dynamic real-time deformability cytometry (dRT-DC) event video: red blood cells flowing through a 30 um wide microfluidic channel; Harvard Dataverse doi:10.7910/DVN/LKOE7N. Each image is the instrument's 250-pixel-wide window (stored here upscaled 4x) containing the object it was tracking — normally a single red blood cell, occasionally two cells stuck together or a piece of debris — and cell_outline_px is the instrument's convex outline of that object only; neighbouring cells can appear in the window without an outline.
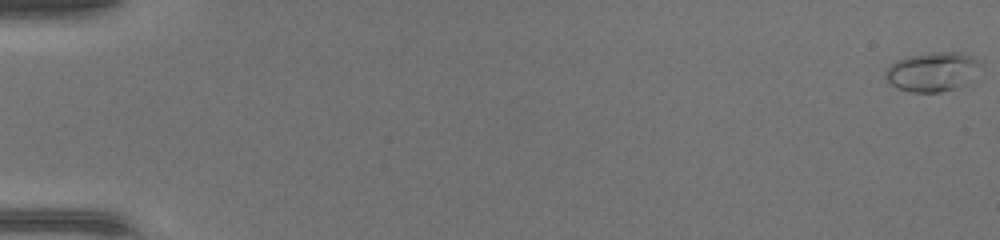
{"species": "common noctule bat (a hibernating species)", "species_latin": "Nyctalus noctula", "temperature_condition": "warm", "stored_images_in_passage": 48, "camera_frame_rate_fps": 3000, "um_per_image_px": 0.085, "animal": {"sex": "female", "body_mass_g": 17.0, "forearm_length_mm": 48.0}, "frame": {"image": 1, "passage_image": 1, "time_ms": 0.0, "image_size_px": [1000, 240], "cell_outline_px": [[980, 64], [972, 80], [968, 84], [956, 88], [940, 92], [912, 92], [896, 88], [888, 84], [884, 76], [884, 72], [896, 60], [908, 56], [932, 52], [960, 52], [972, 56]], "centroid_in_image_um": [79.22, 6.11], "position_along_channel_um": 5.8, "area_um2": 21.91}}
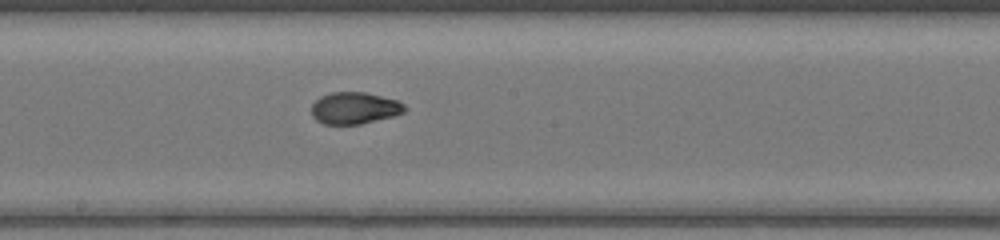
{"frame": {"image": 2, "passage_image": 28, "time_ms": 9.0, "image_size_px": [1000, 240], "cell_outline_px": [[408, 108], [404, 112], [392, 116], [360, 124], [324, 124], [316, 120], [312, 116], [312, 104], [320, 96], [332, 92], [364, 92], [396, 100], [404, 104]], "centroid_in_image_um": [30.12, 9.18], "position_along_channel_um": 218.1, "area_um2": 17.17}}
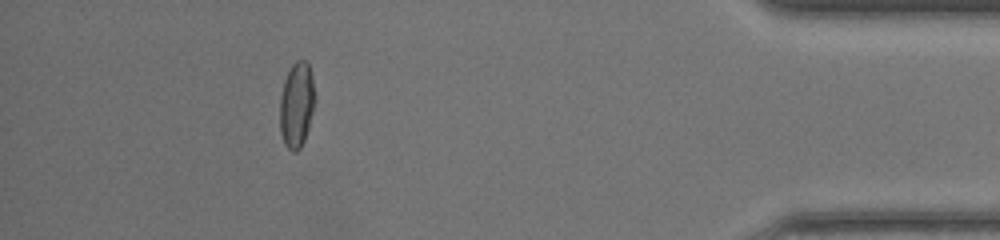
{"frame": {"image": 3, "passage_image": 44, "time_ms": 14.333, "image_size_px": [1000, 240], "cell_outline_px": [[316, 100], [308, 128], [304, 140], [300, 148], [296, 152], [292, 152], [284, 144], [280, 132], [280, 96], [284, 80], [292, 64], [296, 60], [304, 60], [308, 64], [312, 76], [316, 96]], "centroid_in_image_um": [25.22, 8.91], "position_along_channel_um": 410.0, "area_um2": 17.63}}